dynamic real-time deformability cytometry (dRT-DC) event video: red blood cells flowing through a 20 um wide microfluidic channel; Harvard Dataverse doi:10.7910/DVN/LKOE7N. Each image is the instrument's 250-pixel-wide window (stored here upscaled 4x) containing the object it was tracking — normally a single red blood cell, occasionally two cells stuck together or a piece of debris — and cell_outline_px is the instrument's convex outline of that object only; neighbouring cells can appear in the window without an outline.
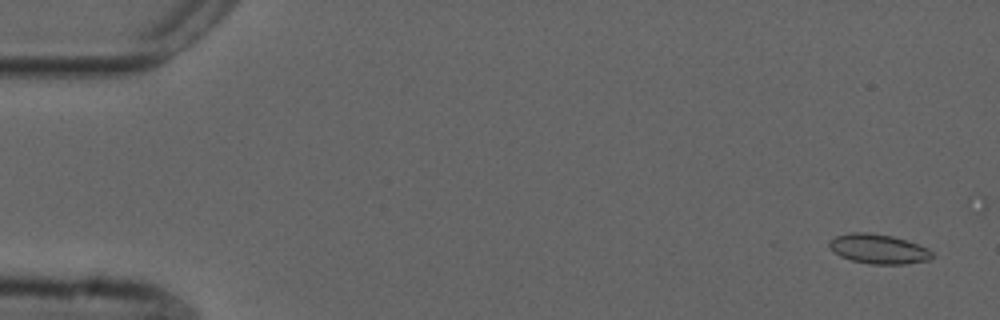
{"species": "common noctule bat (a hibernating species)", "species_latin": "Nyctalus noctula", "temperature_condition": "cold", "stored_images_in_passage": 21, "camera_frame_rate_fps": 3000, "um_per_image_px": 0.085, "animal": {"sex": "male", "forearm_length_mm": 52.5}, "frame": {"image": 1, "passage_image": 3, "time_ms": 0.667, "image_size_px": [1000, 320], "cell_outline_px": [[932, 256], [928, 260], [904, 264], [872, 264], [852, 260], [840, 256], [828, 244], [836, 236], [852, 232], [868, 232], [892, 236], [928, 248], [932, 252]], "centroid_in_image_um": [74.68, 21.16], "position_along_channel_um": 10.3, "area_um2": 17.34}}
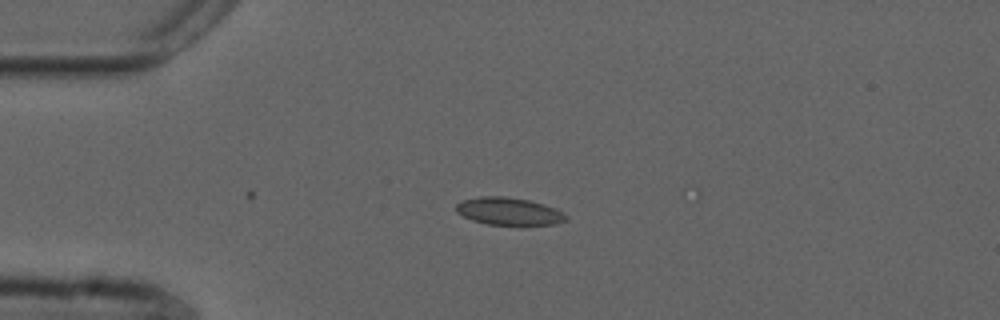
{"frame": {"image": 2, "passage_image": 14, "time_ms": 4.333, "image_size_px": [1000, 320], "cell_outline_px": [[568, 220], [556, 224], [520, 228], [488, 224], [472, 220], [456, 212], [456, 204], [464, 200], [480, 196], [504, 196], [528, 200], [544, 204], [556, 208], [564, 212], [568, 216]], "centroid_in_image_um": [43.34, 18.01], "position_along_channel_um": 41.7, "area_um2": 18.5}}